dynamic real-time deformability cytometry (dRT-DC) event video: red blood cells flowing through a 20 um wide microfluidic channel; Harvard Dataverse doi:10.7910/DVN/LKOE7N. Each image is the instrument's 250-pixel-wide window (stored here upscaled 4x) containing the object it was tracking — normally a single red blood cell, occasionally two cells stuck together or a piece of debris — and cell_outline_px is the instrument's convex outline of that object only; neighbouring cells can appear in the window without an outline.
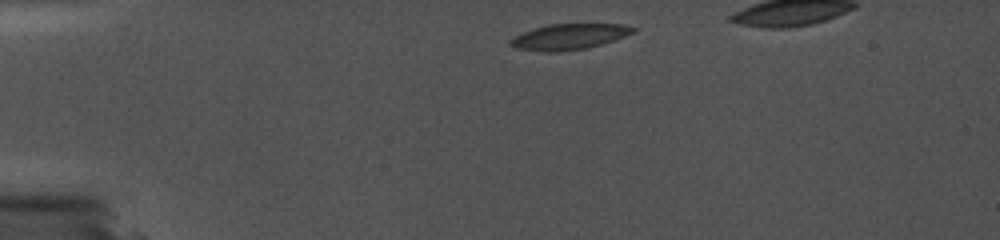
{"species": "common noctule bat (a hibernating species)", "species_latin": "Nyctalus noctula", "temperature_condition": "cold", "stored_images_in_passage": 30, "camera_frame_rate_fps": 5000, "um_per_image_px": 0.085, "animal": {"sex": "female", "body_mass_g": 19.0, "forearm_length_mm": 56.7}, "frame": {"image": 1, "passage_image": 1, "time_ms": 0.0, "image_size_px": [1000, 240], "cell_outline_px": [[636, 32], [588, 48], [560, 52], [544, 52], [516, 48], [508, 44], [508, 40], [524, 32], [548, 24], [624, 24], [636, 28]], "centroid_in_image_um": [48.36, 3.12], "position_along_channel_um": 36.6, "area_um2": 18.32}}
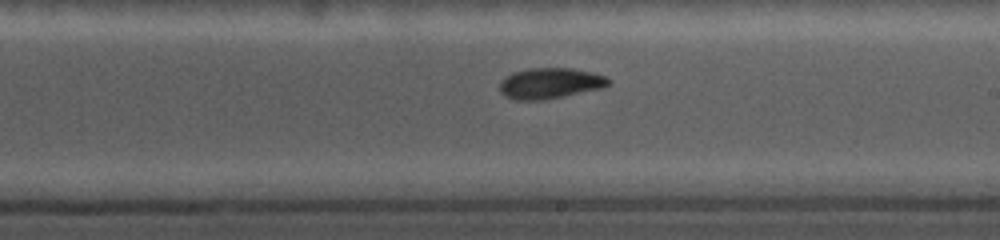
{"frame": {"image": 2, "passage_image": 20, "time_ms": 7.0, "image_size_px": [1000, 240], "cell_outline_px": [[612, 80], [604, 88], [544, 100], [516, 100], [504, 96], [500, 92], [500, 80], [504, 76], [512, 72], [528, 68], [568, 68], [596, 72]], "centroid_in_image_um": [46.74, 7.07], "position_along_channel_um": 242.3, "area_um2": 19.83}}
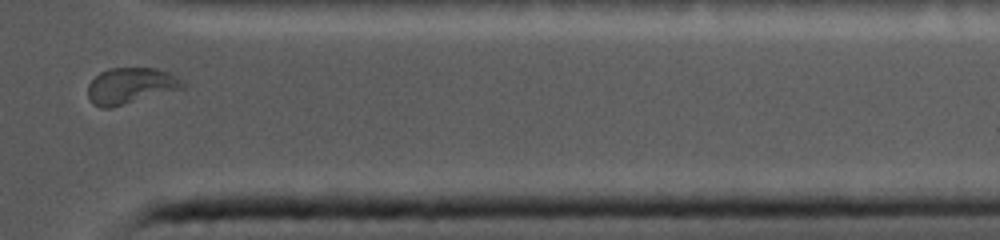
{"frame": {"image": 3, "passage_image": 27, "time_ms": 11.2, "image_size_px": [1000, 240], "cell_outline_px": [[188, 84], [184, 88], [112, 108], [100, 108], [92, 104], [88, 96], [88, 84], [100, 72], [108, 68], [156, 68], [168, 72], [176, 76]], "centroid_in_image_um": [11.1, 7.3], "position_along_channel_um": 400.3, "area_um2": 20.17}}